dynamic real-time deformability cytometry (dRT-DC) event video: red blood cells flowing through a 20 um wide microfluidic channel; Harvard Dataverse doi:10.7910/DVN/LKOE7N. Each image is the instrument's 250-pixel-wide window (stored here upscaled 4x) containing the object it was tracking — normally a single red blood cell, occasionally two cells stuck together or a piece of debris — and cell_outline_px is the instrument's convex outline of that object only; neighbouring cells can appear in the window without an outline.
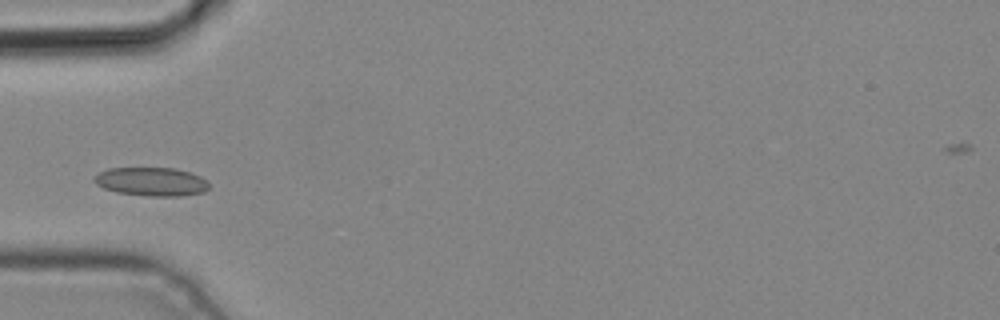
{"species": "common noctule bat (a hibernating species)", "species_latin": "Nyctalus noctula", "temperature_condition": "cold", "stored_images_in_passage": 2, "camera_frame_rate_fps": 3000, "um_per_image_px": 0.085, "animal": {"sex": "male", "body_mass_g": 19.2, "forearm_length_mm": 51.8}, "frame": {"image": 1, "passage_image": 2, "time_ms": 0.333, "image_size_px": [1000, 320], "cell_outline_px": [[208, 188], [204, 192], [180, 196], [148, 196], [116, 192], [104, 188], [96, 184], [92, 180], [92, 176], [108, 168], [176, 168], [200, 176], [208, 180]], "centroid_in_image_um": [12.85, 15.44], "position_along_channel_um": 72.2, "area_um2": 19.25}}